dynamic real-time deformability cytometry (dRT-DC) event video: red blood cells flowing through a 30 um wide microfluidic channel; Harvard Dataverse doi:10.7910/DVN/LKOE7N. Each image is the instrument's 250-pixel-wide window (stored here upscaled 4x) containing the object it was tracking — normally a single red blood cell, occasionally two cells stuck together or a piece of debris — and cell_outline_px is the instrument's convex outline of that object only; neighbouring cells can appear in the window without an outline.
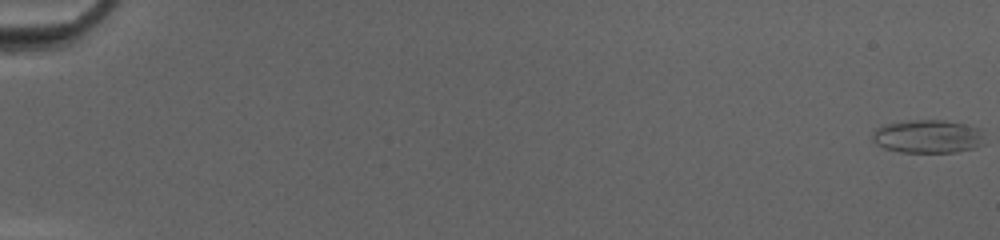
{"species": "common noctule bat (a hibernating species)", "species_latin": "Nyctalus noctula", "temperature_condition": "cold", "stored_images_in_passage": 52, "camera_frame_rate_fps": 3000, "um_per_image_px": 0.085, "animal": {"sex": "female", "body_mass_g": 20.0, "forearm_length_mm": 54.0}, "frame": {"image": 1, "passage_image": 1, "time_ms": 0.0, "image_size_px": [1000, 240], "cell_outline_px": [[984, 144], [976, 148], [956, 152], [900, 152], [884, 148], [876, 144], [872, 140], [872, 132], [876, 128], [884, 124], [908, 120], [944, 120], [984, 128]], "centroid_in_image_um": [78.91, 11.59], "position_along_channel_um": 6.1, "area_um2": 22.25}}
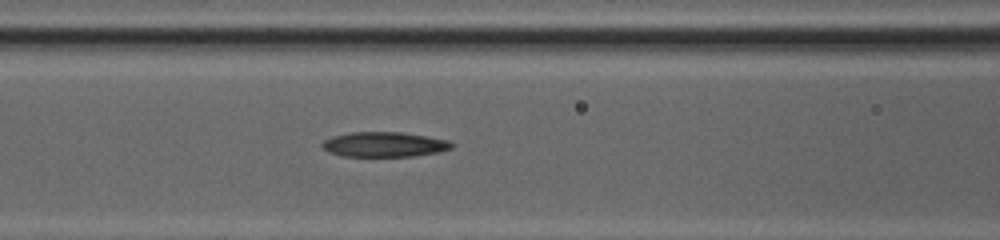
{"frame": {"image": 2, "passage_image": 25, "time_ms": 8.0, "image_size_px": [1000, 240], "cell_outline_px": [[452, 148], [440, 152], [412, 156], [344, 156], [328, 152], [320, 144], [324, 140], [332, 136], [348, 132], [400, 132], [448, 140], [452, 144]], "centroid_in_image_um": [32.62, 12.27], "position_along_channel_um": 134.0, "area_um2": 18.73}}
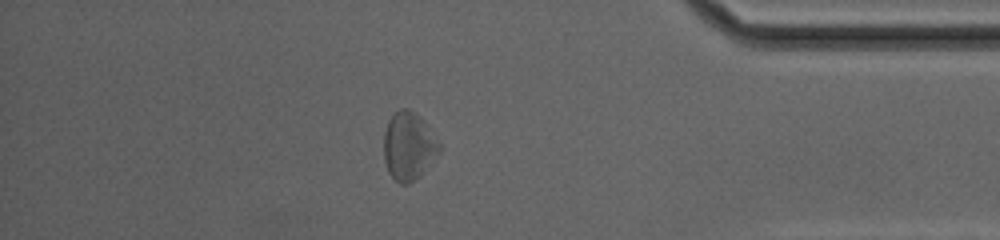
{"frame": {"image": 3, "passage_image": 46, "time_ms": 15.0, "image_size_px": [1000, 240], "cell_outline_px": [[444, 148], [420, 176], [408, 184], [400, 184], [388, 172], [384, 160], [384, 132], [388, 120], [400, 108], [408, 108], [416, 112], [424, 120]], "centroid_in_image_um": [34.77, 12.41], "position_along_channel_um": 400.4, "area_um2": 22.37}, "authors_computed_cell_mechanics": {"area_um2": 20.2589, "velocity_mm_per_s": 4.1754, "shape_relaxation_time_tau1_ms": null, "shape_relaxation_time_tau2_ms": 3.2844, "deformation_change_tau1": null, "deformation_change_tau2": 0.136}}